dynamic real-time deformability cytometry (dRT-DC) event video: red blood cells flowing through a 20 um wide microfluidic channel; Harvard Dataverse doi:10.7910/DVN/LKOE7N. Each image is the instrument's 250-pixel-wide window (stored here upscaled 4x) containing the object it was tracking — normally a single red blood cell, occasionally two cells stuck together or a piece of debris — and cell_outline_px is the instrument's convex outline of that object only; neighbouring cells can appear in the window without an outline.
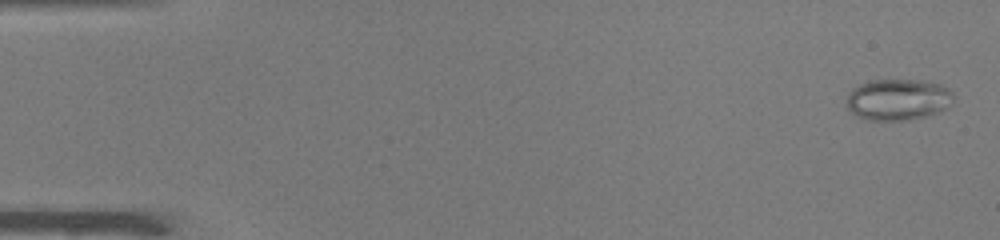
{"species": "common noctule bat (a hibernating species)", "species_latin": "Nyctalus noctula", "temperature_condition": "warm", "stored_images_in_passage": 51, "camera_frame_rate_fps": 3000, "um_per_image_px": 0.085, "animal": {"sex": "male", "body_mass_g": 19.0, "forearm_length_mm": 50.8}, "frame": {"image": 1, "passage_image": 2, "time_ms": 0.333, "image_size_px": [1000, 240], "cell_outline_px": [[956, 96], [952, 104], [936, 112], [924, 116], [908, 120], [868, 120], [852, 112], [848, 108], [848, 92], [852, 88], [868, 80], [920, 80], [940, 84], [948, 88]], "centroid_in_image_um": [76.35, 8.44], "position_along_channel_um": 8.6, "area_um2": 25.66}}
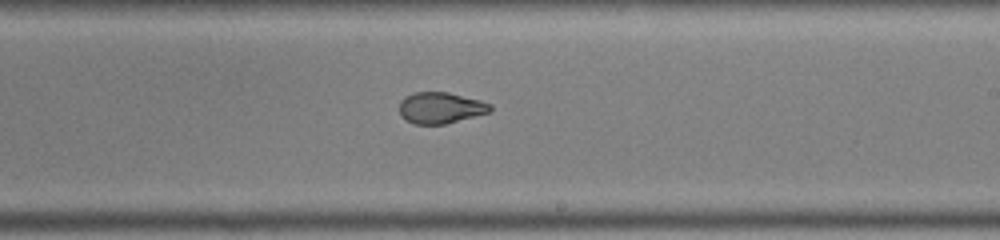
{"frame": {"image": 2, "passage_image": 31, "time_ms": 10.0, "image_size_px": [1000, 240], "cell_outline_px": [[492, 112], [444, 124], [416, 124], [408, 120], [400, 112], [400, 100], [404, 96], [412, 92], [448, 92], [480, 100], [492, 104]], "centroid_in_image_um": [37.48, 9.15], "position_along_channel_um": 251.5, "area_um2": 16.53}}
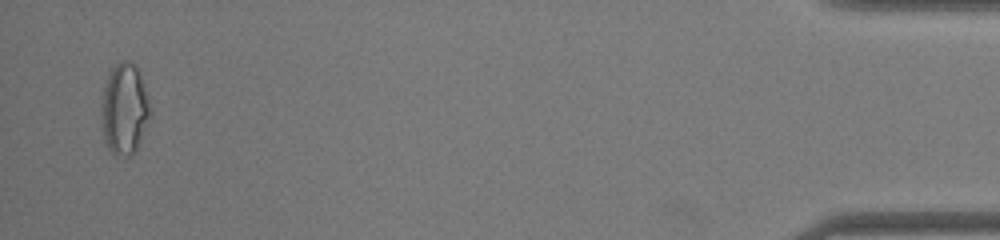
{"frame": {"image": 3, "passage_image": 50, "time_ms": 16.333, "image_size_px": [1000, 240], "cell_outline_px": [[148, 116], [136, 148], [128, 156], [112, 152], [108, 148], [104, 136], [104, 84], [112, 64], [120, 60], [128, 60], [136, 64], [140, 72], [148, 100]], "centroid_in_image_um": [10.57, 9.14], "position_along_channel_um": 424.6, "area_um2": 24.62}, "authors_computed_cell_mechanics": {"area_um2": 19.652, "velocity_mm_per_s": 4.0142, "shape_relaxation_time_tau1_ms": null, "shape_relaxation_time_tau2_ms": 0.9269, "deformation_change_tau1": null, "deformation_change_tau2": 0.0723}}